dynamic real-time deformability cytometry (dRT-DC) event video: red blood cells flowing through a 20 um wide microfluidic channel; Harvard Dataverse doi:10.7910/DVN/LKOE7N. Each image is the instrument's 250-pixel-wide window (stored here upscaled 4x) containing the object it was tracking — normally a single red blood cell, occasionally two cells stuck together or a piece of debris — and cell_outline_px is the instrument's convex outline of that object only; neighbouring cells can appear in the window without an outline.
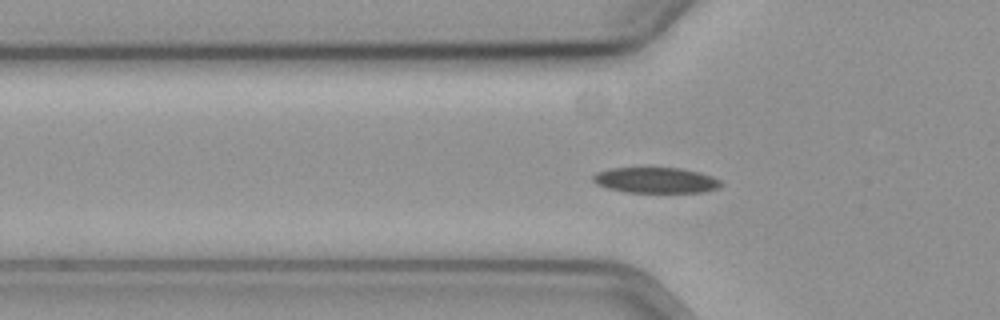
{"species": "common noctule bat (a hibernating species)", "species_latin": "Nyctalus noctula", "temperature_condition": "cold", "stored_images_in_passage": 58, "camera_frame_rate_fps": 3000, "um_per_image_px": 0.085, "animal": {"sex": "female", "body_mass_g": 19.3, "forearm_length_mm": 54.1}, "frame": {"image": 1, "passage_image": 19, "time_ms": 6.0, "image_size_px": [1000, 320], "cell_outline_px": [[724, 184], [720, 188], [704, 192], [624, 192], [608, 188], [596, 184], [592, 180], [592, 176], [596, 172], [608, 168], [680, 168], [700, 172], [712, 176], [720, 180]], "centroid_in_image_um": [55.75, 15.32], "position_along_channel_um": 70.0, "area_um2": 19.31}}
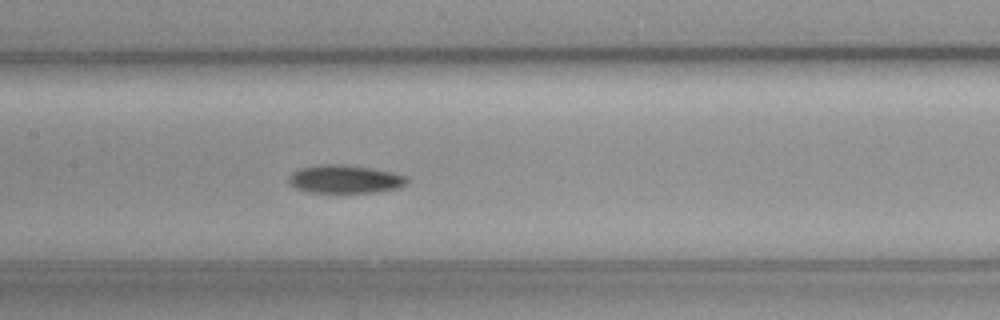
{"frame": {"image": 2, "passage_image": 28, "time_ms": 9.0, "image_size_px": [1000, 320], "cell_outline_px": [[408, 184], [400, 188], [380, 192], [304, 192], [288, 184], [288, 176], [292, 172], [300, 168], [320, 164], [344, 164], [372, 168], [396, 172], [408, 176]], "centroid_in_image_um": [29.36, 15.22], "position_along_channel_um": 178.0, "area_um2": 19.94}}
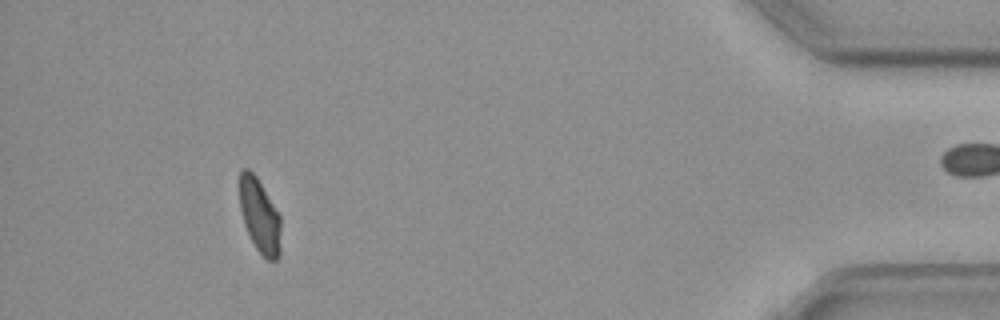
{"frame": {"image": 3, "passage_image": 53, "time_ms": 17.333, "image_size_px": [1000, 320], "cell_outline_px": [[280, 256], [276, 260], [268, 260], [256, 248], [244, 224], [240, 208], [240, 172], [244, 168], [248, 168], [256, 176], [280, 216]], "centroid_in_image_um": [22.07, 18.35], "position_along_channel_um": 413.1, "area_um2": 17.51}}